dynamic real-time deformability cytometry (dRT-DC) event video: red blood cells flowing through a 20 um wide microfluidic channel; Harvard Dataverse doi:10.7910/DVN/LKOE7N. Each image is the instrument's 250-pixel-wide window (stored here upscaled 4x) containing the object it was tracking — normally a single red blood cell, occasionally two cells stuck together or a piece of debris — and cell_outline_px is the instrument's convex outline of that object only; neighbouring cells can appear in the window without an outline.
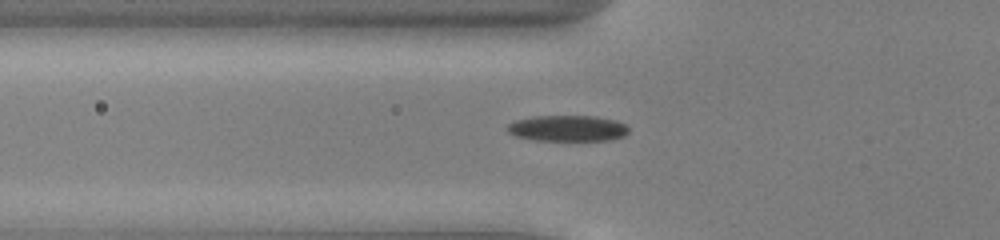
{"species": "common noctule bat (a hibernating species)", "species_latin": "Nyctalus noctula", "temperature_condition": "cold", "stored_images_in_passage": 45, "camera_frame_rate_fps": 3000, "um_per_image_px": 0.085, "animal": {"sex": "male", "body_mass_g": 13.0, "forearm_length_mm": 53.1}, "frame": {"image": 1, "passage_image": 11, "time_ms": 3.333, "image_size_px": [1000, 240], "cell_outline_px": [[628, 132], [624, 136], [608, 140], [536, 140], [516, 136], [508, 132], [508, 124], [516, 120], [536, 116], [596, 116], [616, 120], [624, 124], [628, 128]], "centroid_in_image_um": [48.26, 10.9], "position_along_channel_um": 77.5, "area_um2": 18.21}}
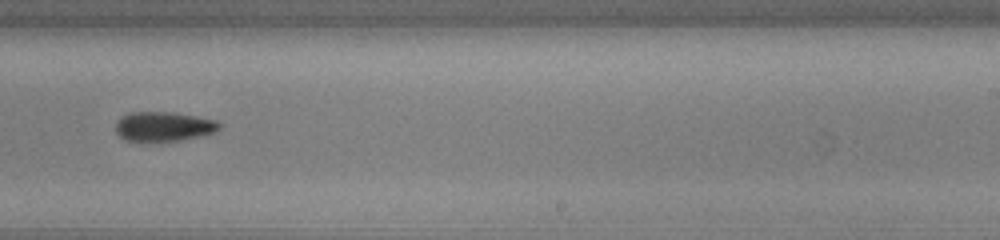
{"frame": {"image": 2, "passage_image": 26, "time_ms": 8.333, "image_size_px": [1000, 240], "cell_outline_px": [[220, 128], [212, 132], [200, 136], [180, 140], [152, 144], [124, 140], [116, 132], [116, 120], [120, 116], [132, 112], [168, 112], [196, 116], [216, 120], [220, 124]], "centroid_in_image_um": [13.83, 10.79], "position_along_channel_um": 275.2, "area_um2": 18.32}}
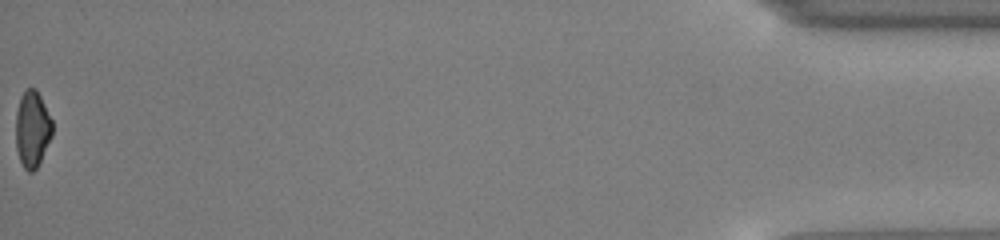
{"frame": {"image": 3, "passage_image": 45, "time_ms": 14.667, "image_size_px": [1000, 240], "cell_outline_px": [[52, 136], [36, 168], [32, 172], [28, 172], [24, 168], [20, 160], [16, 148], [16, 112], [20, 96], [28, 88], [36, 88], [52, 120]], "centroid_in_image_um": [2.73, 10.96], "position_along_channel_um": 432.5, "area_um2": 16.13}}